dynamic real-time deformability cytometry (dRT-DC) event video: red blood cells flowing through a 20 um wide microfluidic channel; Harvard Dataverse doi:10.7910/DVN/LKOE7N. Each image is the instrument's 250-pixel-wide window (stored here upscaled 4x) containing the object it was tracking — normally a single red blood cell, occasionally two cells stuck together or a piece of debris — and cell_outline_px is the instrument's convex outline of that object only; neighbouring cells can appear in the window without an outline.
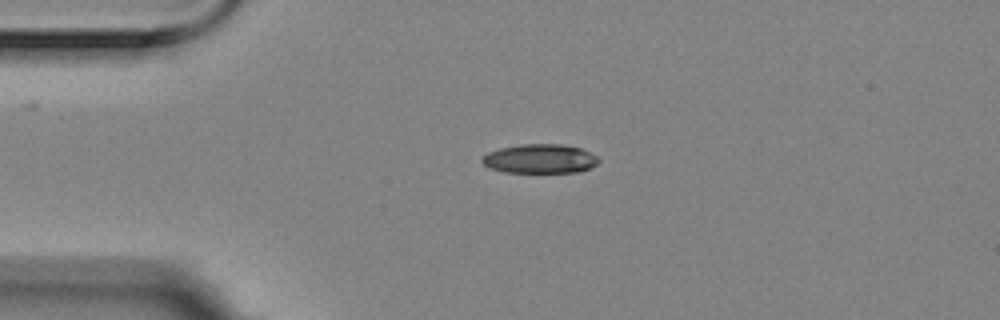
{"species": "Egyptian fruit bat (a non-hibernating species)", "species_latin": "Rousettus aegyptiacus", "temperature_condition": "room temperature", "stored_images_in_passage": 4, "camera_frame_rate_fps": 3000, "um_per_image_px": 0.085, "animal": {"sex": "female"}, "frame": {"image": 1, "passage_image": 4, "time_ms": 1.0, "image_size_px": [1000, 320], "cell_outline_px": [[600, 160], [596, 164], [580, 172], [504, 172], [488, 168], [480, 160], [488, 152], [500, 148], [520, 144], [560, 144], [580, 148], [596, 156]], "centroid_in_image_um": [45.86, 13.49], "position_along_channel_um": 39.1, "area_um2": 19.71}}